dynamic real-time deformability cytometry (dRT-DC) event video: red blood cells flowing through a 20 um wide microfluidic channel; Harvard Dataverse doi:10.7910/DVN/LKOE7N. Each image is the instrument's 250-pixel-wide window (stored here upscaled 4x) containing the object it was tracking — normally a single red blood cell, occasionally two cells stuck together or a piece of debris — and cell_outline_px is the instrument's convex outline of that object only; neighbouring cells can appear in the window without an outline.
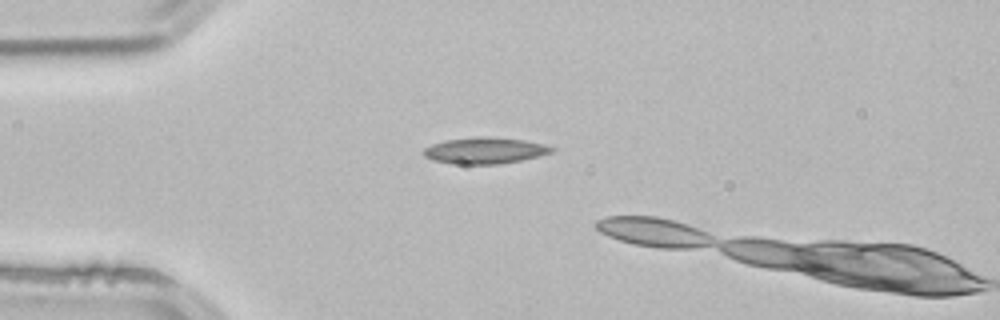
{"species": "common noctule bat (a hibernating species)", "species_latin": "Nyctalus noctula", "temperature_condition": "room temperature", "stored_images_in_passage": 2, "camera_frame_rate_fps": 3000, "um_per_image_px": 0.085, "animal": {"sex": "male", "body_mass_g": 21.5, "forearm_length_mm": 52.0}, "frame": {"image": 1, "passage_image": 1, "time_ms": 0.0, "image_size_px": [1000, 320], "cell_outline_px": [[556, 148], [552, 152], [520, 160], [500, 164], [460, 164], [432, 160], [424, 156], [424, 148], [432, 144], [444, 140], [480, 136], [488, 136], [524, 140], [544, 144]], "centroid_in_image_um": [41.2, 12.78], "position_along_channel_um": 43.8, "area_um2": 19.54}}